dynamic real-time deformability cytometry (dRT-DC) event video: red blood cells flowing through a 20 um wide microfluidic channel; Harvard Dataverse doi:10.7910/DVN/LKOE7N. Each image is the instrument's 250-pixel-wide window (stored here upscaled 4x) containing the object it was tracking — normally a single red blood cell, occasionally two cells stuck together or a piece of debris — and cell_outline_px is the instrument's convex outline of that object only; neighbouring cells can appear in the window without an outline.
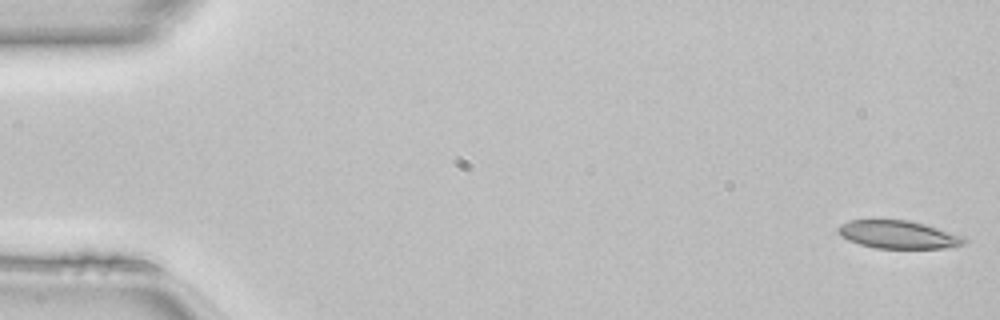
{"species": "common noctule bat (a hibernating species)", "species_latin": "Nyctalus noctula", "temperature_condition": "room temperature", "stored_images_in_passage": 49, "camera_frame_rate_fps": 3000, "um_per_image_px": 0.085, "animal": {"sex": "female", "body_mass_g": 22.7, "forearm_length_mm": 54.2}, "frame": {"image": 1, "passage_image": 1, "time_ms": 0.0, "image_size_px": [1000, 320], "cell_outline_px": [[968, 240], [964, 244], [956, 248], [876, 248], [860, 244], [848, 240], [836, 228], [840, 224], [848, 220], [908, 220], [924, 224], [964, 236]], "centroid_in_image_um": [76.41, 19.94], "position_along_channel_um": 8.6, "area_um2": 20.52}}
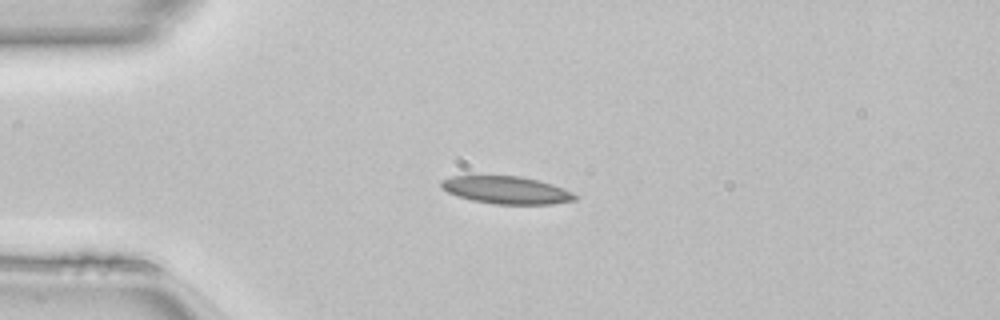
{"frame": {"image": 2, "passage_image": 12, "time_ms": 3.667, "image_size_px": [1000, 320], "cell_outline_px": [[580, 196], [576, 200], [552, 204], [492, 204], [472, 200], [448, 192], [440, 188], [440, 180], [452, 176], [520, 176], [540, 180], [552, 184], [572, 192]], "centroid_in_image_um": [43.06, 16.15], "position_along_channel_um": 41.9, "area_um2": 21.56}}
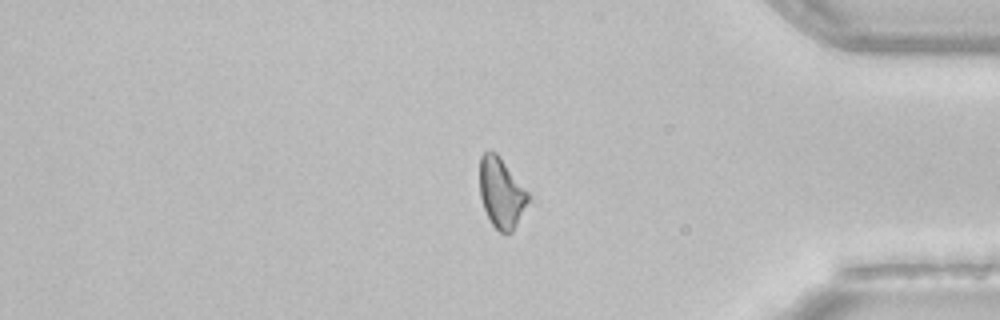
{"frame": {"image": 3, "passage_image": 41, "time_ms": 13.333, "image_size_px": [1000, 320], "cell_outline_px": [[528, 200], [512, 232], [500, 232], [492, 224], [484, 208], [480, 196], [480, 156], [484, 152], [496, 152], [528, 192]], "centroid_in_image_um": [42.58, 16.37], "position_along_channel_um": 392.6, "area_um2": 19.19}, "authors_computed_cell_mechanics": {"area_um2": 21.0392, "velocity_mm_per_s": 4.163, "shape_relaxation_time_tau1_ms": 10.5169, "shape_relaxation_time_tau2_ms": null, "deformation_change_tau1": 0.2091, "deformation_change_tau2": null}}